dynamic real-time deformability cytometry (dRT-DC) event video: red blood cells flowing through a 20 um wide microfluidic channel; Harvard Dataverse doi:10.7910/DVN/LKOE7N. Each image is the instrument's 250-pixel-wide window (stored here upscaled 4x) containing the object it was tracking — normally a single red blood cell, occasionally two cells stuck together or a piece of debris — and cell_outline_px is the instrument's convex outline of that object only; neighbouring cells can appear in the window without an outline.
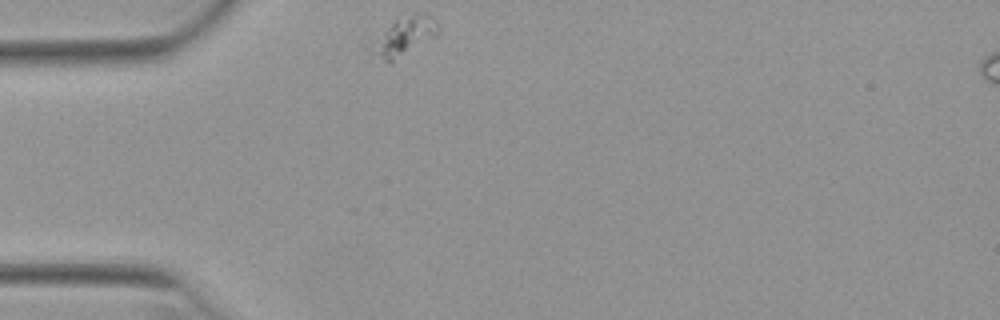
{"species": "Egyptian fruit bat (a non-hibernating species)", "species_latin": "Rousettus aegyptiacus", "temperature_condition": "warm", "stored_images_in_passage": 7, "camera_frame_rate_fps": 3000, "um_per_image_px": 0.085, "animal": {"sex": "female"}, "frame": {"image": 1, "passage_image": 1, "time_ms": 0.0, "image_size_px": [1000, 320], "cell_outline_px": [[440, 32], [436, 36], [392, 64], [388, 64], [384, 60], [368, 36], [396, 20], [424, 12], [432, 16], [440, 28]], "centroid_in_image_um": [34.37, 3.08], "position_along_channel_um": 50.6, "area_um2": 15.09}}
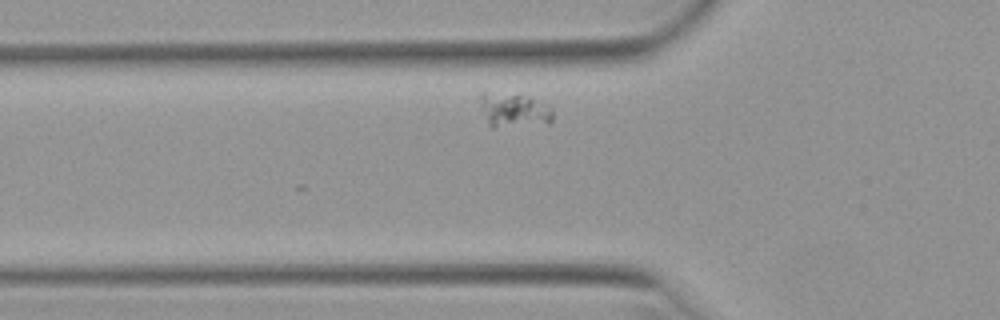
{"frame": {"image": 2, "passage_image": 5, "time_ms": 1.333, "image_size_px": [1000, 320], "cell_outline_px": [[552, 120], [548, 124], [492, 128], [488, 124], [480, 108], [480, 92], [484, 92], [528, 96], [552, 108]], "centroid_in_image_um": [43.65, 9.39], "position_along_channel_um": 82.2, "area_um2": 14.62}}